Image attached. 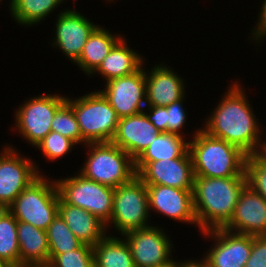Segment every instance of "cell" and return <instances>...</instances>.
Masks as SVG:
<instances>
[{"label":"cell","mask_w":266,"mask_h":267,"mask_svg":"<svg viewBox=\"0 0 266 267\" xmlns=\"http://www.w3.org/2000/svg\"><path fill=\"white\" fill-rule=\"evenodd\" d=\"M229 85L201 129L238 147L247 156L263 153L266 145V139L262 137L264 128L247 99L246 88L237 80Z\"/></svg>","instance_id":"1"},{"label":"cell","mask_w":266,"mask_h":267,"mask_svg":"<svg viewBox=\"0 0 266 267\" xmlns=\"http://www.w3.org/2000/svg\"><path fill=\"white\" fill-rule=\"evenodd\" d=\"M246 185L247 177H194L192 197L199 232L224 228Z\"/></svg>","instance_id":"2"},{"label":"cell","mask_w":266,"mask_h":267,"mask_svg":"<svg viewBox=\"0 0 266 267\" xmlns=\"http://www.w3.org/2000/svg\"><path fill=\"white\" fill-rule=\"evenodd\" d=\"M191 134L189 153L194 177H246L247 155L238 147L210 136L200 128Z\"/></svg>","instance_id":"3"},{"label":"cell","mask_w":266,"mask_h":267,"mask_svg":"<svg viewBox=\"0 0 266 267\" xmlns=\"http://www.w3.org/2000/svg\"><path fill=\"white\" fill-rule=\"evenodd\" d=\"M86 160L78 172L102 185L116 188L136 176L135 160L112 142L87 143Z\"/></svg>","instance_id":"4"},{"label":"cell","mask_w":266,"mask_h":267,"mask_svg":"<svg viewBox=\"0 0 266 267\" xmlns=\"http://www.w3.org/2000/svg\"><path fill=\"white\" fill-rule=\"evenodd\" d=\"M59 193L55 179L41 174L7 207L17 221L47 230L58 215Z\"/></svg>","instance_id":"5"},{"label":"cell","mask_w":266,"mask_h":267,"mask_svg":"<svg viewBox=\"0 0 266 267\" xmlns=\"http://www.w3.org/2000/svg\"><path fill=\"white\" fill-rule=\"evenodd\" d=\"M66 103L73 109L82 138L87 143L112 141L119 117L99 90L78 98L67 96Z\"/></svg>","instance_id":"6"},{"label":"cell","mask_w":266,"mask_h":267,"mask_svg":"<svg viewBox=\"0 0 266 267\" xmlns=\"http://www.w3.org/2000/svg\"><path fill=\"white\" fill-rule=\"evenodd\" d=\"M151 216L146 184L136 175L114 189L113 211L106 230L113 227L122 238L127 232L151 226Z\"/></svg>","instance_id":"7"},{"label":"cell","mask_w":266,"mask_h":267,"mask_svg":"<svg viewBox=\"0 0 266 267\" xmlns=\"http://www.w3.org/2000/svg\"><path fill=\"white\" fill-rule=\"evenodd\" d=\"M59 197L72 206L80 207L93 214L107 225L111 219L114 188L86 178L79 172L74 176L55 179Z\"/></svg>","instance_id":"8"},{"label":"cell","mask_w":266,"mask_h":267,"mask_svg":"<svg viewBox=\"0 0 266 267\" xmlns=\"http://www.w3.org/2000/svg\"><path fill=\"white\" fill-rule=\"evenodd\" d=\"M65 96L44 93L27 98L15 109V124L12 129L33 148L36 147L51 132L54 114L66 102L67 95Z\"/></svg>","instance_id":"9"},{"label":"cell","mask_w":266,"mask_h":267,"mask_svg":"<svg viewBox=\"0 0 266 267\" xmlns=\"http://www.w3.org/2000/svg\"><path fill=\"white\" fill-rule=\"evenodd\" d=\"M19 153L8 143L0 151V208H7L26 187L44 174L31 157Z\"/></svg>","instance_id":"10"},{"label":"cell","mask_w":266,"mask_h":267,"mask_svg":"<svg viewBox=\"0 0 266 267\" xmlns=\"http://www.w3.org/2000/svg\"><path fill=\"white\" fill-rule=\"evenodd\" d=\"M167 235L163 228L153 224L125 233L122 237L131 248L135 267H162L170 264L174 260L172 252L175 247Z\"/></svg>","instance_id":"11"},{"label":"cell","mask_w":266,"mask_h":267,"mask_svg":"<svg viewBox=\"0 0 266 267\" xmlns=\"http://www.w3.org/2000/svg\"><path fill=\"white\" fill-rule=\"evenodd\" d=\"M200 234L213 240L209 250L201 257L208 267H244L249 259L253 236L229 232L224 228Z\"/></svg>","instance_id":"12"},{"label":"cell","mask_w":266,"mask_h":267,"mask_svg":"<svg viewBox=\"0 0 266 267\" xmlns=\"http://www.w3.org/2000/svg\"><path fill=\"white\" fill-rule=\"evenodd\" d=\"M82 14L73 6L72 9L59 10L53 28L55 38L51 41L52 48H59L66 59L68 58L73 64L80 57L89 35L99 25Z\"/></svg>","instance_id":"13"},{"label":"cell","mask_w":266,"mask_h":267,"mask_svg":"<svg viewBox=\"0 0 266 267\" xmlns=\"http://www.w3.org/2000/svg\"><path fill=\"white\" fill-rule=\"evenodd\" d=\"M143 65L133 74L109 80L99 91L119 118L143 112L146 107V81Z\"/></svg>","instance_id":"14"},{"label":"cell","mask_w":266,"mask_h":267,"mask_svg":"<svg viewBox=\"0 0 266 267\" xmlns=\"http://www.w3.org/2000/svg\"><path fill=\"white\" fill-rule=\"evenodd\" d=\"M148 192L149 213L154 211L173 221L198 227L196 220L192 189H179L170 186L146 184Z\"/></svg>","instance_id":"15"},{"label":"cell","mask_w":266,"mask_h":267,"mask_svg":"<svg viewBox=\"0 0 266 267\" xmlns=\"http://www.w3.org/2000/svg\"><path fill=\"white\" fill-rule=\"evenodd\" d=\"M224 229L244 235L266 236V200L247 184L240 192L234 214Z\"/></svg>","instance_id":"16"},{"label":"cell","mask_w":266,"mask_h":267,"mask_svg":"<svg viewBox=\"0 0 266 267\" xmlns=\"http://www.w3.org/2000/svg\"><path fill=\"white\" fill-rule=\"evenodd\" d=\"M137 176L145 184L193 189L194 173L191 156L149 162Z\"/></svg>","instance_id":"17"},{"label":"cell","mask_w":266,"mask_h":267,"mask_svg":"<svg viewBox=\"0 0 266 267\" xmlns=\"http://www.w3.org/2000/svg\"><path fill=\"white\" fill-rule=\"evenodd\" d=\"M155 65L145 70L146 106H168L185 96L183 77L165 62Z\"/></svg>","instance_id":"18"},{"label":"cell","mask_w":266,"mask_h":267,"mask_svg":"<svg viewBox=\"0 0 266 267\" xmlns=\"http://www.w3.org/2000/svg\"><path fill=\"white\" fill-rule=\"evenodd\" d=\"M160 133L161 131L147 119L144 112H140L119 118L111 142L136 160Z\"/></svg>","instance_id":"19"},{"label":"cell","mask_w":266,"mask_h":267,"mask_svg":"<svg viewBox=\"0 0 266 267\" xmlns=\"http://www.w3.org/2000/svg\"><path fill=\"white\" fill-rule=\"evenodd\" d=\"M58 215L83 244L93 247L108 234L106 225L93 214L80 207L66 204L61 198Z\"/></svg>","instance_id":"20"},{"label":"cell","mask_w":266,"mask_h":267,"mask_svg":"<svg viewBox=\"0 0 266 267\" xmlns=\"http://www.w3.org/2000/svg\"><path fill=\"white\" fill-rule=\"evenodd\" d=\"M17 238L20 267H47L49 265V244L45 230L18 221Z\"/></svg>","instance_id":"21"},{"label":"cell","mask_w":266,"mask_h":267,"mask_svg":"<svg viewBox=\"0 0 266 267\" xmlns=\"http://www.w3.org/2000/svg\"><path fill=\"white\" fill-rule=\"evenodd\" d=\"M126 37H122L110 50L109 54L103 59L102 64L92 74H100L104 82L127 76L138 71L144 63L143 55L137 53L132 47L127 45Z\"/></svg>","instance_id":"22"},{"label":"cell","mask_w":266,"mask_h":267,"mask_svg":"<svg viewBox=\"0 0 266 267\" xmlns=\"http://www.w3.org/2000/svg\"><path fill=\"white\" fill-rule=\"evenodd\" d=\"M109 31L104 26L98 25L89 35L80 57L75 62L80 71L82 70L88 77H92L90 75L99 68L113 46L123 37L121 34Z\"/></svg>","instance_id":"23"},{"label":"cell","mask_w":266,"mask_h":267,"mask_svg":"<svg viewBox=\"0 0 266 267\" xmlns=\"http://www.w3.org/2000/svg\"><path fill=\"white\" fill-rule=\"evenodd\" d=\"M170 132H161L135 160L136 174L149 162L190 156L189 139Z\"/></svg>","instance_id":"24"},{"label":"cell","mask_w":266,"mask_h":267,"mask_svg":"<svg viewBox=\"0 0 266 267\" xmlns=\"http://www.w3.org/2000/svg\"><path fill=\"white\" fill-rule=\"evenodd\" d=\"M94 267H135L129 244L108 233L93 246Z\"/></svg>","instance_id":"25"},{"label":"cell","mask_w":266,"mask_h":267,"mask_svg":"<svg viewBox=\"0 0 266 267\" xmlns=\"http://www.w3.org/2000/svg\"><path fill=\"white\" fill-rule=\"evenodd\" d=\"M63 3L62 0H9L8 12L18 25L30 28L46 20Z\"/></svg>","instance_id":"26"},{"label":"cell","mask_w":266,"mask_h":267,"mask_svg":"<svg viewBox=\"0 0 266 267\" xmlns=\"http://www.w3.org/2000/svg\"><path fill=\"white\" fill-rule=\"evenodd\" d=\"M17 223L7 208H0V260L11 267H20Z\"/></svg>","instance_id":"27"},{"label":"cell","mask_w":266,"mask_h":267,"mask_svg":"<svg viewBox=\"0 0 266 267\" xmlns=\"http://www.w3.org/2000/svg\"><path fill=\"white\" fill-rule=\"evenodd\" d=\"M46 232L49 244V262L57 254L73 251L83 244L59 215L48 226Z\"/></svg>","instance_id":"28"},{"label":"cell","mask_w":266,"mask_h":267,"mask_svg":"<svg viewBox=\"0 0 266 267\" xmlns=\"http://www.w3.org/2000/svg\"><path fill=\"white\" fill-rule=\"evenodd\" d=\"M51 131L58 132L62 136L68 137L77 145L84 144L85 146L87 144L82 138L73 109L66 102L54 114L51 123Z\"/></svg>","instance_id":"29"},{"label":"cell","mask_w":266,"mask_h":267,"mask_svg":"<svg viewBox=\"0 0 266 267\" xmlns=\"http://www.w3.org/2000/svg\"><path fill=\"white\" fill-rule=\"evenodd\" d=\"M76 148V143L68 137L62 136L58 132L51 131L35 147L42 151L44 157L50 162L59 160L72 152Z\"/></svg>","instance_id":"30"},{"label":"cell","mask_w":266,"mask_h":267,"mask_svg":"<svg viewBox=\"0 0 266 267\" xmlns=\"http://www.w3.org/2000/svg\"><path fill=\"white\" fill-rule=\"evenodd\" d=\"M247 184L266 200V155L264 153L246 157Z\"/></svg>","instance_id":"31"},{"label":"cell","mask_w":266,"mask_h":267,"mask_svg":"<svg viewBox=\"0 0 266 267\" xmlns=\"http://www.w3.org/2000/svg\"><path fill=\"white\" fill-rule=\"evenodd\" d=\"M47 267H94L93 247L82 244L78 249L57 254Z\"/></svg>","instance_id":"32"},{"label":"cell","mask_w":266,"mask_h":267,"mask_svg":"<svg viewBox=\"0 0 266 267\" xmlns=\"http://www.w3.org/2000/svg\"><path fill=\"white\" fill-rule=\"evenodd\" d=\"M185 97L174 101L170 105L166 106V122H167V132L184 136L183 128L185 129V124L187 123V112L186 108L183 107L185 102Z\"/></svg>","instance_id":"33"},{"label":"cell","mask_w":266,"mask_h":267,"mask_svg":"<svg viewBox=\"0 0 266 267\" xmlns=\"http://www.w3.org/2000/svg\"><path fill=\"white\" fill-rule=\"evenodd\" d=\"M244 267H266V236H253L251 253Z\"/></svg>","instance_id":"34"},{"label":"cell","mask_w":266,"mask_h":267,"mask_svg":"<svg viewBox=\"0 0 266 267\" xmlns=\"http://www.w3.org/2000/svg\"><path fill=\"white\" fill-rule=\"evenodd\" d=\"M143 112L159 131L167 132L166 106H146Z\"/></svg>","instance_id":"35"},{"label":"cell","mask_w":266,"mask_h":267,"mask_svg":"<svg viewBox=\"0 0 266 267\" xmlns=\"http://www.w3.org/2000/svg\"><path fill=\"white\" fill-rule=\"evenodd\" d=\"M253 29H251V33H249L251 36H248V39L253 40V43L258 45V43L263 44L262 40L266 39V0L262 2V5L260 7L259 13H258V19Z\"/></svg>","instance_id":"36"},{"label":"cell","mask_w":266,"mask_h":267,"mask_svg":"<svg viewBox=\"0 0 266 267\" xmlns=\"http://www.w3.org/2000/svg\"><path fill=\"white\" fill-rule=\"evenodd\" d=\"M177 267H208L207 263L201 258L199 260H191V259H188V260H177Z\"/></svg>","instance_id":"37"},{"label":"cell","mask_w":266,"mask_h":267,"mask_svg":"<svg viewBox=\"0 0 266 267\" xmlns=\"http://www.w3.org/2000/svg\"><path fill=\"white\" fill-rule=\"evenodd\" d=\"M162 267H177V260L175 259V261L173 260L170 264H167Z\"/></svg>","instance_id":"38"},{"label":"cell","mask_w":266,"mask_h":267,"mask_svg":"<svg viewBox=\"0 0 266 267\" xmlns=\"http://www.w3.org/2000/svg\"><path fill=\"white\" fill-rule=\"evenodd\" d=\"M0 267H11L6 262L0 260Z\"/></svg>","instance_id":"39"},{"label":"cell","mask_w":266,"mask_h":267,"mask_svg":"<svg viewBox=\"0 0 266 267\" xmlns=\"http://www.w3.org/2000/svg\"><path fill=\"white\" fill-rule=\"evenodd\" d=\"M105 1H107V2H112V3H114V1H116V0H105ZM118 1V0H117Z\"/></svg>","instance_id":"40"},{"label":"cell","mask_w":266,"mask_h":267,"mask_svg":"<svg viewBox=\"0 0 266 267\" xmlns=\"http://www.w3.org/2000/svg\"><path fill=\"white\" fill-rule=\"evenodd\" d=\"M263 153L266 155V145H265V148H264V151H263Z\"/></svg>","instance_id":"41"}]
</instances>
